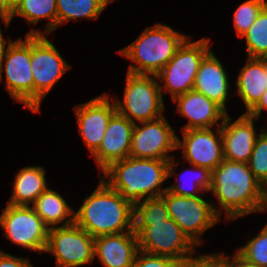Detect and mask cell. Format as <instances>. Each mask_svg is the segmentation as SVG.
Returning a JSON list of instances; mask_svg holds the SVG:
<instances>
[{"label":"cell","instance_id":"8992f818","mask_svg":"<svg viewBox=\"0 0 267 267\" xmlns=\"http://www.w3.org/2000/svg\"><path fill=\"white\" fill-rule=\"evenodd\" d=\"M157 80L156 75L127 72L123 101L114 99L117 112L134 124L164 116L165 105Z\"/></svg>","mask_w":267,"mask_h":267},{"label":"cell","instance_id":"3957f363","mask_svg":"<svg viewBox=\"0 0 267 267\" xmlns=\"http://www.w3.org/2000/svg\"><path fill=\"white\" fill-rule=\"evenodd\" d=\"M74 222L92 237L134 230V205L102 178L74 212Z\"/></svg>","mask_w":267,"mask_h":267},{"label":"cell","instance_id":"8d00e7d4","mask_svg":"<svg viewBox=\"0 0 267 267\" xmlns=\"http://www.w3.org/2000/svg\"><path fill=\"white\" fill-rule=\"evenodd\" d=\"M263 109L267 111V90L264 92L257 105L248 113V115L258 120Z\"/></svg>","mask_w":267,"mask_h":267},{"label":"cell","instance_id":"7a4b0ae2","mask_svg":"<svg viewBox=\"0 0 267 267\" xmlns=\"http://www.w3.org/2000/svg\"><path fill=\"white\" fill-rule=\"evenodd\" d=\"M173 160L174 157L160 160L129 156L112 163L100 176L124 199L135 205L146 198L160 197L167 191V187L161 188L164 186L162 184L176 175L174 170L180 164Z\"/></svg>","mask_w":267,"mask_h":267},{"label":"cell","instance_id":"d6986e66","mask_svg":"<svg viewBox=\"0 0 267 267\" xmlns=\"http://www.w3.org/2000/svg\"><path fill=\"white\" fill-rule=\"evenodd\" d=\"M139 251L134 230L94 239V257L105 267H132Z\"/></svg>","mask_w":267,"mask_h":267},{"label":"cell","instance_id":"484cf974","mask_svg":"<svg viewBox=\"0 0 267 267\" xmlns=\"http://www.w3.org/2000/svg\"><path fill=\"white\" fill-rule=\"evenodd\" d=\"M211 177L212 171L209 169L192 165L191 169L187 168L180 174L182 184L176 180L174 184L167 186V191L180 196H201L200 194L209 192Z\"/></svg>","mask_w":267,"mask_h":267},{"label":"cell","instance_id":"836d02e7","mask_svg":"<svg viewBox=\"0 0 267 267\" xmlns=\"http://www.w3.org/2000/svg\"><path fill=\"white\" fill-rule=\"evenodd\" d=\"M0 267H34L28 258L16 257L0 250Z\"/></svg>","mask_w":267,"mask_h":267},{"label":"cell","instance_id":"d4e9b609","mask_svg":"<svg viewBox=\"0 0 267 267\" xmlns=\"http://www.w3.org/2000/svg\"><path fill=\"white\" fill-rule=\"evenodd\" d=\"M114 0H56L57 28L71 20L80 18L96 20Z\"/></svg>","mask_w":267,"mask_h":267},{"label":"cell","instance_id":"4316f807","mask_svg":"<svg viewBox=\"0 0 267 267\" xmlns=\"http://www.w3.org/2000/svg\"><path fill=\"white\" fill-rule=\"evenodd\" d=\"M241 38H245L248 58H267V5Z\"/></svg>","mask_w":267,"mask_h":267},{"label":"cell","instance_id":"8fae6325","mask_svg":"<svg viewBox=\"0 0 267 267\" xmlns=\"http://www.w3.org/2000/svg\"><path fill=\"white\" fill-rule=\"evenodd\" d=\"M0 226L11 243L45 253L49 228L32 206L7 204L0 215Z\"/></svg>","mask_w":267,"mask_h":267},{"label":"cell","instance_id":"5b68a950","mask_svg":"<svg viewBox=\"0 0 267 267\" xmlns=\"http://www.w3.org/2000/svg\"><path fill=\"white\" fill-rule=\"evenodd\" d=\"M210 38L191 41L188 37L177 49L174 56L156 75L162 81L159 85L161 93L172 95V100L193 90L196 74L203 58L211 51ZM164 90V92H162Z\"/></svg>","mask_w":267,"mask_h":267},{"label":"cell","instance_id":"ba28073f","mask_svg":"<svg viewBox=\"0 0 267 267\" xmlns=\"http://www.w3.org/2000/svg\"><path fill=\"white\" fill-rule=\"evenodd\" d=\"M166 203L169 217L196 245H202V234L220 220L214 204L201 196H180L166 191L161 196Z\"/></svg>","mask_w":267,"mask_h":267},{"label":"cell","instance_id":"4fadbf2b","mask_svg":"<svg viewBox=\"0 0 267 267\" xmlns=\"http://www.w3.org/2000/svg\"><path fill=\"white\" fill-rule=\"evenodd\" d=\"M177 137L165 115L153 121L136 123L129 156L170 160L175 155L169 156L168 153L177 150Z\"/></svg>","mask_w":267,"mask_h":267},{"label":"cell","instance_id":"ab89813d","mask_svg":"<svg viewBox=\"0 0 267 267\" xmlns=\"http://www.w3.org/2000/svg\"><path fill=\"white\" fill-rule=\"evenodd\" d=\"M264 192H265V195H266V198H267V184L264 186Z\"/></svg>","mask_w":267,"mask_h":267},{"label":"cell","instance_id":"9c48e42d","mask_svg":"<svg viewBox=\"0 0 267 267\" xmlns=\"http://www.w3.org/2000/svg\"><path fill=\"white\" fill-rule=\"evenodd\" d=\"M31 35V71L34 81V113L41 112V102L71 66L46 37Z\"/></svg>","mask_w":267,"mask_h":267},{"label":"cell","instance_id":"74e56055","mask_svg":"<svg viewBox=\"0 0 267 267\" xmlns=\"http://www.w3.org/2000/svg\"><path fill=\"white\" fill-rule=\"evenodd\" d=\"M2 33L3 32L1 31V27H0V66L4 58L6 47H8L6 44H10L12 42L10 37H9V40H6Z\"/></svg>","mask_w":267,"mask_h":267},{"label":"cell","instance_id":"d6a6232c","mask_svg":"<svg viewBox=\"0 0 267 267\" xmlns=\"http://www.w3.org/2000/svg\"><path fill=\"white\" fill-rule=\"evenodd\" d=\"M179 267H228L225 253L193 255L180 262Z\"/></svg>","mask_w":267,"mask_h":267},{"label":"cell","instance_id":"44dd1931","mask_svg":"<svg viewBox=\"0 0 267 267\" xmlns=\"http://www.w3.org/2000/svg\"><path fill=\"white\" fill-rule=\"evenodd\" d=\"M237 92L248 114L267 90V58H248L236 80Z\"/></svg>","mask_w":267,"mask_h":267},{"label":"cell","instance_id":"9a60e30c","mask_svg":"<svg viewBox=\"0 0 267 267\" xmlns=\"http://www.w3.org/2000/svg\"><path fill=\"white\" fill-rule=\"evenodd\" d=\"M215 129L216 134L212 128L183 130V140L177 137V149L191 165L213 171L224 160L221 127Z\"/></svg>","mask_w":267,"mask_h":267},{"label":"cell","instance_id":"f1b7e54d","mask_svg":"<svg viewBox=\"0 0 267 267\" xmlns=\"http://www.w3.org/2000/svg\"><path fill=\"white\" fill-rule=\"evenodd\" d=\"M267 5V0H246L234 12L233 23L238 37H241L255 22Z\"/></svg>","mask_w":267,"mask_h":267},{"label":"cell","instance_id":"603a6c76","mask_svg":"<svg viewBox=\"0 0 267 267\" xmlns=\"http://www.w3.org/2000/svg\"><path fill=\"white\" fill-rule=\"evenodd\" d=\"M32 207L49 229L74 223L75 211L55 190L47 188L37 197Z\"/></svg>","mask_w":267,"mask_h":267},{"label":"cell","instance_id":"7c38bea8","mask_svg":"<svg viewBox=\"0 0 267 267\" xmlns=\"http://www.w3.org/2000/svg\"><path fill=\"white\" fill-rule=\"evenodd\" d=\"M94 237L75 222L50 228L45 252L56 258L57 267H80L94 260Z\"/></svg>","mask_w":267,"mask_h":267},{"label":"cell","instance_id":"83f0119b","mask_svg":"<svg viewBox=\"0 0 267 267\" xmlns=\"http://www.w3.org/2000/svg\"><path fill=\"white\" fill-rule=\"evenodd\" d=\"M165 200L160 197L146 198L134 205V226H152L169 219Z\"/></svg>","mask_w":267,"mask_h":267},{"label":"cell","instance_id":"cb8c5ba5","mask_svg":"<svg viewBox=\"0 0 267 267\" xmlns=\"http://www.w3.org/2000/svg\"><path fill=\"white\" fill-rule=\"evenodd\" d=\"M22 17L28 24L36 25L41 19H49L44 33L33 28L27 35H49L57 29V4L56 0H21L15 7L11 18Z\"/></svg>","mask_w":267,"mask_h":267},{"label":"cell","instance_id":"d590c367","mask_svg":"<svg viewBox=\"0 0 267 267\" xmlns=\"http://www.w3.org/2000/svg\"><path fill=\"white\" fill-rule=\"evenodd\" d=\"M13 11L14 9L9 5L7 0H0V19L6 28L10 25L8 20L11 18Z\"/></svg>","mask_w":267,"mask_h":267},{"label":"cell","instance_id":"e575fe53","mask_svg":"<svg viewBox=\"0 0 267 267\" xmlns=\"http://www.w3.org/2000/svg\"><path fill=\"white\" fill-rule=\"evenodd\" d=\"M230 258L229 255H225L226 262L228 264V267H260L255 263H252L245 259L243 256H241L237 251L235 254H233Z\"/></svg>","mask_w":267,"mask_h":267},{"label":"cell","instance_id":"4dcf8cb0","mask_svg":"<svg viewBox=\"0 0 267 267\" xmlns=\"http://www.w3.org/2000/svg\"><path fill=\"white\" fill-rule=\"evenodd\" d=\"M237 252L248 261L267 267V224Z\"/></svg>","mask_w":267,"mask_h":267},{"label":"cell","instance_id":"30bf717a","mask_svg":"<svg viewBox=\"0 0 267 267\" xmlns=\"http://www.w3.org/2000/svg\"><path fill=\"white\" fill-rule=\"evenodd\" d=\"M138 248L150 254L183 261L193 256L197 247L181 228L169 218L152 226H134Z\"/></svg>","mask_w":267,"mask_h":267},{"label":"cell","instance_id":"52a82bcc","mask_svg":"<svg viewBox=\"0 0 267 267\" xmlns=\"http://www.w3.org/2000/svg\"><path fill=\"white\" fill-rule=\"evenodd\" d=\"M5 72V89L12 99L34 113V81L31 71V35L8 44L0 66V82Z\"/></svg>","mask_w":267,"mask_h":267},{"label":"cell","instance_id":"ac0fdd59","mask_svg":"<svg viewBox=\"0 0 267 267\" xmlns=\"http://www.w3.org/2000/svg\"><path fill=\"white\" fill-rule=\"evenodd\" d=\"M173 101L177 103V112L188 119L181 131L221 127L228 114L216 102L194 90L175 97Z\"/></svg>","mask_w":267,"mask_h":267},{"label":"cell","instance_id":"1f68e13d","mask_svg":"<svg viewBox=\"0 0 267 267\" xmlns=\"http://www.w3.org/2000/svg\"><path fill=\"white\" fill-rule=\"evenodd\" d=\"M180 261L156 254L138 251L132 267H179Z\"/></svg>","mask_w":267,"mask_h":267},{"label":"cell","instance_id":"f546056e","mask_svg":"<svg viewBox=\"0 0 267 267\" xmlns=\"http://www.w3.org/2000/svg\"><path fill=\"white\" fill-rule=\"evenodd\" d=\"M262 130L256 138L248 166L264 187L267 184V131Z\"/></svg>","mask_w":267,"mask_h":267},{"label":"cell","instance_id":"ffe728a7","mask_svg":"<svg viewBox=\"0 0 267 267\" xmlns=\"http://www.w3.org/2000/svg\"><path fill=\"white\" fill-rule=\"evenodd\" d=\"M230 88L227 72L211 50L200 63L193 90L216 102L227 112L225 104Z\"/></svg>","mask_w":267,"mask_h":267},{"label":"cell","instance_id":"6da1fadb","mask_svg":"<svg viewBox=\"0 0 267 267\" xmlns=\"http://www.w3.org/2000/svg\"><path fill=\"white\" fill-rule=\"evenodd\" d=\"M209 192H212L219 202L221 209H217V215L221 217L222 210L225 211V219L228 222L252 213L267 211L264 187L255 178L248 163L224 159L212 171Z\"/></svg>","mask_w":267,"mask_h":267},{"label":"cell","instance_id":"e0dca14e","mask_svg":"<svg viewBox=\"0 0 267 267\" xmlns=\"http://www.w3.org/2000/svg\"><path fill=\"white\" fill-rule=\"evenodd\" d=\"M232 120L227 114L221 125L224 159L248 163L259 135L254 124L256 119L244 113L234 122Z\"/></svg>","mask_w":267,"mask_h":267},{"label":"cell","instance_id":"7402d4cb","mask_svg":"<svg viewBox=\"0 0 267 267\" xmlns=\"http://www.w3.org/2000/svg\"><path fill=\"white\" fill-rule=\"evenodd\" d=\"M45 173V168L42 166L21 168L16 173L12 195L7 203L25 206L33 204L37 197L48 188Z\"/></svg>","mask_w":267,"mask_h":267},{"label":"cell","instance_id":"f35d334b","mask_svg":"<svg viewBox=\"0 0 267 267\" xmlns=\"http://www.w3.org/2000/svg\"><path fill=\"white\" fill-rule=\"evenodd\" d=\"M9 5L15 9V7L20 3L21 0H7Z\"/></svg>","mask_w":267,"mask_h":267},{"label":"cell","instance_id":"277c9868","mask_svg":"<svg viewBox=\"0 0 267 267\" xmlns=\"http://www.w3.org/2000/svg\"><path fill=\"white\" fill-rule=\"evenodd\" d=\"M188 37L170 26L156 23L147 27L135 41L118 52L137 64H130L128 73L157 75Z\"/></svg>","mask_w":267,"mask_h":267},{"label":"cell","instance_id":"2e32d148","mask_svg":"<svg viewBox=\"0 0 267 267\" xmlns=\"http://www.w3.org/2000/svg\"><path fill=\"white\" fill-rule=\"evenodd\" d=\"M134 123L116 112L110 119L99 148L92 154L99 173L112 163L129 157Z\"/></svg>","mask_w":267,"mask_h":267},{"label":"cell","instance_id":"5bb4252c","mask_svg":"<svg viewBox=\"0 0 267 267\" xmlns=\"http://www.w3.org/2000/svg\"><path fill=\"white\" fill-rule=\"evenodd\" d=\"M103 93L73 109L79 133L91 155L99 148L111 117L117 112L114 98Z\"/></svg>","mask_w":267,"mask_h":267}]
</instances>
